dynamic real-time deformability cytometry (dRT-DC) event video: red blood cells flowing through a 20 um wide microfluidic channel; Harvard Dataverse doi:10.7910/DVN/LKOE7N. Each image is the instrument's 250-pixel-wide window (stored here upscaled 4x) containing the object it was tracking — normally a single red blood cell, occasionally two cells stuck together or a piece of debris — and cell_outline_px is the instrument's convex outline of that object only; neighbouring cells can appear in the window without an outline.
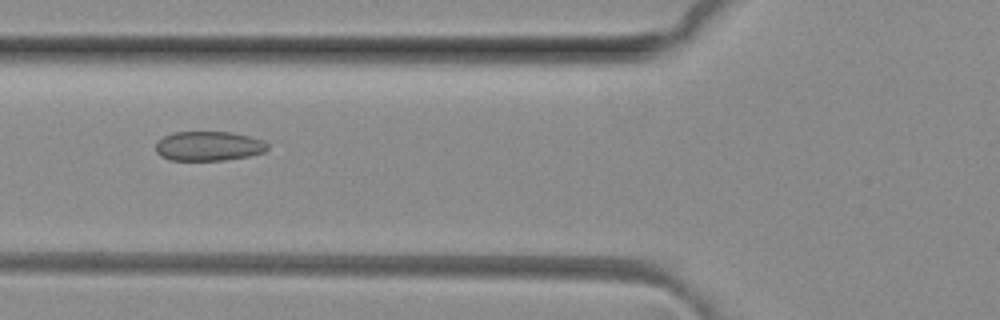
{"species": "common noctule bat (a hibernating species)", "species_latin": "Nyctalus noctula", "temperature_condition": "room temperature", "stored_images_in_passage": 6, "camera_frame_rate_fps": 3000, "um_per_image_px": 0.085, "animal": {"sex": "female", "body_mass_g": 29.2, "forearm_length_mm": 56.3}, "frame": {"image": 1, "passage_image": 6, "time_ms": 1.667, "image_size_px": [1000, 320], "cell_outline_px": [[268, 148], [264, 152], [248, 156], [224, 160], [168, 160], [160, 156], [156, 152], [156, 144], [164, 136], [176, 132], [232, 132], [264, 140], [268, 144]], "centroid_in_image_um": [17.74, 12.42], "position_along_channel_um": 108.1, "area_um2": 19.19}}